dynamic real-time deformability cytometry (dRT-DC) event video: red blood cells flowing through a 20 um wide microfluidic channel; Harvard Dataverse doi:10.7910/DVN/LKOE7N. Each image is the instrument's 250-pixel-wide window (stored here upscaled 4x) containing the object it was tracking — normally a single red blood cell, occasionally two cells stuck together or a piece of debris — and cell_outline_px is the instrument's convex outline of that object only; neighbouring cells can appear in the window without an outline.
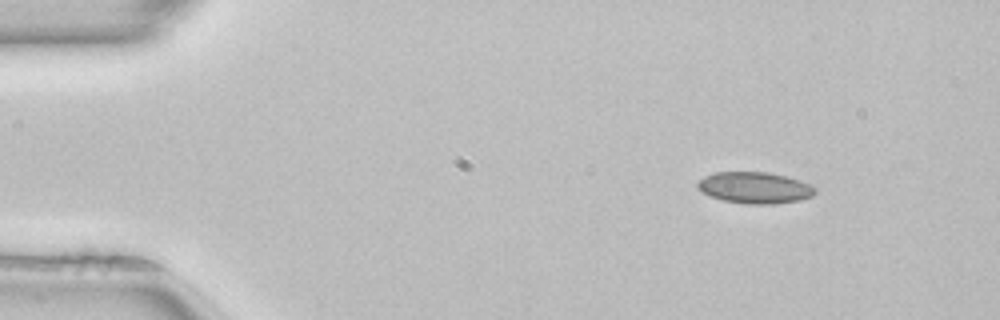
{"species": "common noctule bat (a hibernating species)", "species_latin": "Nyctalus noctula", "temperature_condition": "room temperature", "stored_images_in_passage": 38, "camera_frame_rate_fps": 3000, "um_per_image_px": 0.085, "animal": {"sex": "female", "body_mass_g": 22.7, "forearm_length_mm": 54.2}, "frame": {"image": 1, "passage_image": 1, "time_ms": 0.0, "image_size_px": [1000, 320], "cell_outline_px": [[816, 192], [812, 196], [800, 200], [772, 204], [748, 204], [724, 200], [700, 192], [696, 188], [696, 184], [704, 176], [716, 172], [768, 172], [800, 180], [812, 184], [816, 188]], "centroid_in_image_um": [64.16, 15.95], "position_along_channel_um": 20.8, "area_um2": 21.56}}
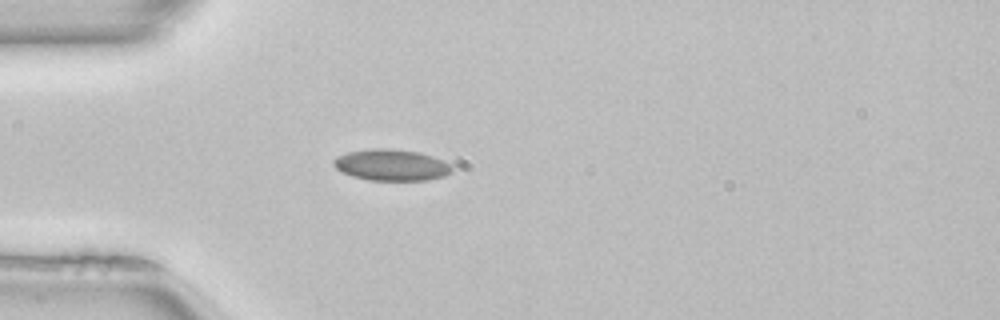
{"frame": {"image": 2, "passage_image": 9, "time_ms": 2.667, "image_size_px": [1000, 320], "cell_outline_px": [[452, 172], [444, 176], [424, 180], [368, 180], [352, 176], [336, 168], [332, 164], [332, 160], [336, 156], [348, 152], [372, 148], [388, 148], [420, 152], [444, 160], [452, 164]], "centroid_in_image_um": [33.27, 14.01], "position_along_channel_um": 51.7, "area_um2": 21.73}}
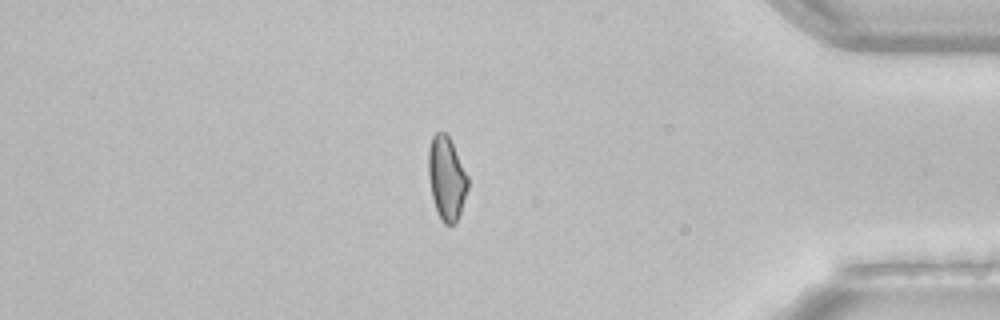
{"frame": {"image": 3, "passage_image": 38, "time_ms": 12.333, "image_size_px": [1000, 320], "cell_outline_px": [[468, 188], [460, 212], [456, 220], [452, 224], [444, 224], [440, 220], [436, 212], [428, 180], [428, 148], [432, 136], [436, 132], [444, 132], [448, 136], [468, 176]], "centroid_in_image_um": [37.93, 15.15], "position_along_channel_um": 397.3, "area_um2": 19.13}, "authors_computed_cell_mechanics": {"area_um2": 20.5479, "velocity_mm_per_s": 4.0381, "shape_relaxation_time_tau1_ms": null, "shape_relaxation_time_tau2_ms": 2.5589, "deformation_change_tau1": null, "deformation_change_tau2": 0.07}}